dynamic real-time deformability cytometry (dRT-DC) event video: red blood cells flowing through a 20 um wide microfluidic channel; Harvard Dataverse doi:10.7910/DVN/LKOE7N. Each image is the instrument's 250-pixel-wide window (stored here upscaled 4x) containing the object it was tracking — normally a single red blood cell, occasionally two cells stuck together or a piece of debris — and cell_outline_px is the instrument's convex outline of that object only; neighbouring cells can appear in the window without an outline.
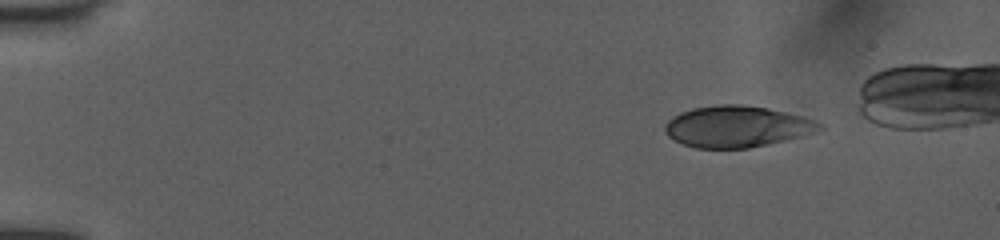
{"species": "human", "species_latin": "Homo sapiens", "temperature_condition": "room temperature", "stored_images_in_passage": 12, "camera_frame_rate_fps": 3000, "um_per_image_px": 0.085, "donor": {"sex": "female"}, "frame": {"image": 1, "passage_image": 1, "time_ms": 0.0, "image_size_px": [1000, 240], "cell_outline_px": [[824, 128], [816, 132], [804, 136], [768, 144], [748, 148], [696, 148], [684, 144], [668, 136], [664, 132], [664, 124], [672, 116], [680, 112], [692, 108], [720, 104], [744, 104], [768, 108], [804, 116], [816, 120], [824, 124]], "centroid_in_image_um": [62.67, 10.75], "position_along_channel_um": 22.3, "area_um2": 37.63}}
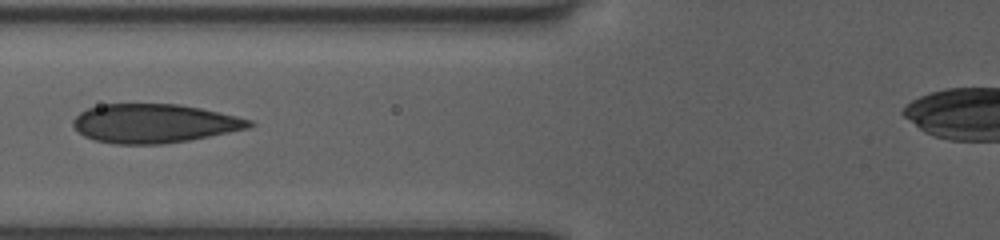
{"frame": {"image": 2, "passage_image": 9, "time_ms": 5.0, "image_size_px": [1000, 240], "cell_outline_px": [[256, 124], [248, 128], [188, 140], [164, 144], [116, 144], [96, 140], [84, 136], [72, 124], [72, 120], [80, 112], [88, 108], [100, 104], [180, 104], [200, 108], [236, 116], [252, 120]], "centroid_in_image_um": [13.09, 10.48], "position_along_channel_um": 112.7, "area_um2": 39.71}}
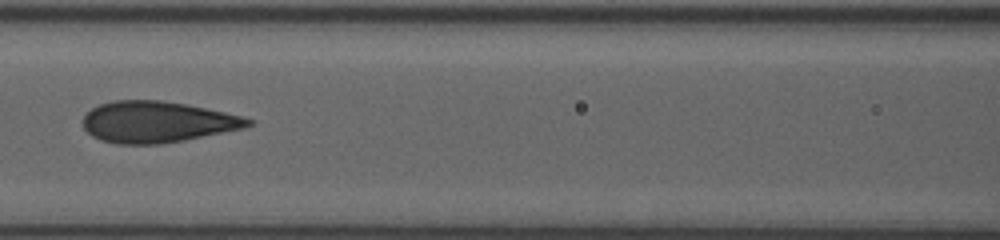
{"frame": {"image": 3, "passage_image": 11, "time_ms": 6.0, "image_size_px": [1000, 240], "cell_outline_px": [[256, 124], [244, 128], [184, 140], [160, 144], [116, 144], [100, 140], [92, 136], [84, 128], [84, 116], [92, 108], [100, 104], [112, 100], [160, 100], [184, 104], [224, 112], [256, 120]], "centroid_in_image_um": [13.37, 10.37], "position_along_channel_um": 153.2, "area_um2": 39.59}}